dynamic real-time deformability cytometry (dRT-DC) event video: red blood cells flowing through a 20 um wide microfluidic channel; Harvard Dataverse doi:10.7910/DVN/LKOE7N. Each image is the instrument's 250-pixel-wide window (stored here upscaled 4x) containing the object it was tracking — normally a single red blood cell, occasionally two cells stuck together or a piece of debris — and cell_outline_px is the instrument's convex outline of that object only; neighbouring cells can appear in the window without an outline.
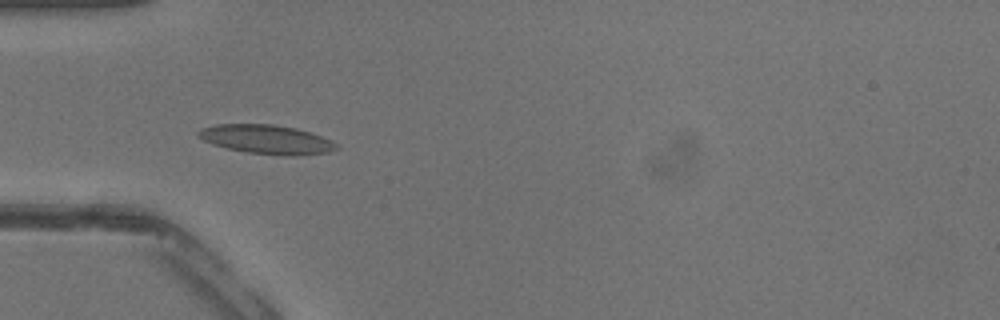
{"species": "common noctule bat (a hibernating species)", "species_latin": "Nyctalus noctula", "temperature_condition": "warm", "stored_images_in_passage": 16, "camera_frame_rate_fps": 3000, "um_per_image_px": 0.085, "animal": {"sex": "male", "body_mass_g": 13.3}, "frame": {"image": 1, "passage_image": 13, "time_ms": 4.0, "image_size_px": [1000, 320], "cell_outline_px": [[340, 148], [328, 152], [300, 156], [284, 156], [248, 152], [228, 148], [212, 144], [196, 136], [196, 132], [204, 128], [216, 124], [272, 124], [296, 128], [320, 136], [336, 144]], "centroid_in_image_um": [22.65, 11.85], "position_along_channel_um": 62.4, "area_um2": 23.24}}
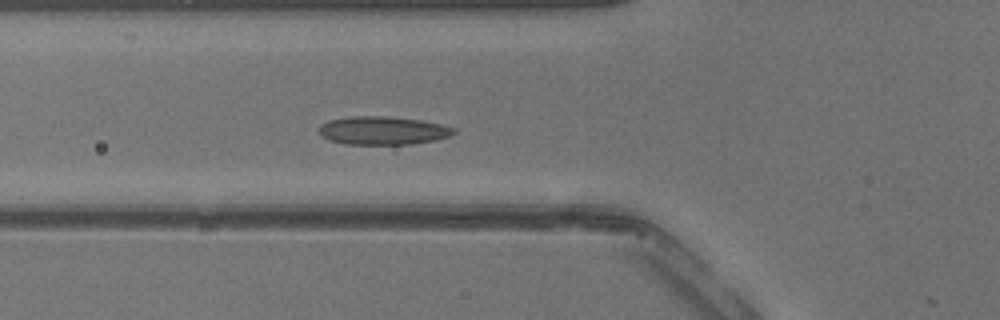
{"frame": {"image": 2, "passage_image": 15, "time_ms": 4.667, "image_size_px": [1000, 320], "cell_outline_px": [[456, 132], [452, 136], [436, 140], [412, 144], [344, 144], [328, 140], [320, 136], [320, 124], [328, 120], [352, 116], [384, 116], [420, 120], [440, 124], [456, 128]], "centroid_in_image_um": [32.54, 11.1], "position_along_channel_um": 93.3, "area_um2": 22.37}}